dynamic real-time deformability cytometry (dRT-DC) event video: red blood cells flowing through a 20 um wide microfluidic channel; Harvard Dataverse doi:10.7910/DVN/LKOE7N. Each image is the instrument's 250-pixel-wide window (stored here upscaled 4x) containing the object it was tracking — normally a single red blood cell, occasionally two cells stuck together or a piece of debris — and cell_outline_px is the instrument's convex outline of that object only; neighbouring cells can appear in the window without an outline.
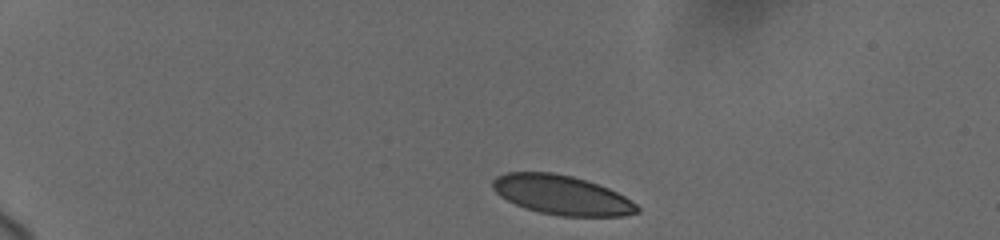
{"species": "human", "species_latin": "Homo sapiens", "temperature_condition": "cold", "stored_images_in_passage": 24, "camera_frame_rate_fps": 3000, "um_per_image_px": 0.085, "donor": {"sex": "female"}, "frame": {"image": 1, "passage_image": 1, "time_ms": 0.0, "image_size_px": [1000, 240], "cell_outline_px": [[640, 212], [624, 216], [560, 216], [540, 212], [524, 208], [500, 196], [492, 188], [492, 180], [496, 176], [508, 172], [552, 172], [572, 176], [608, 188], [624, 196], [636, 204], [640, 208]], "centroid_in_image_um": [47.74, 16.58], "position_along_channel_um": 37.3, "area_um2": 33.06}}
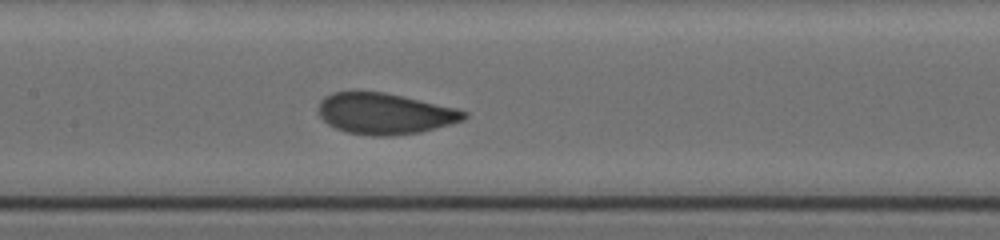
{"frame": {"image": 2, "passage_image": 10, "time_ms": 6.0, "image_size_px": [1000, 240], "cell_outline_px": [[468, 116], [464, 120], [452, 124], [420, 132], [392, 136], [372, 136], [344, 132], [328, 124], [320, 116], [316, 108], [320, 100], [324, 96], [332, 92], [384, 92], [456, 108], [468, 112]], "centroid_in_image_um": [32.69, 9.67], "position_along_channel_um": 174.7, "area_um2": 35.03}}
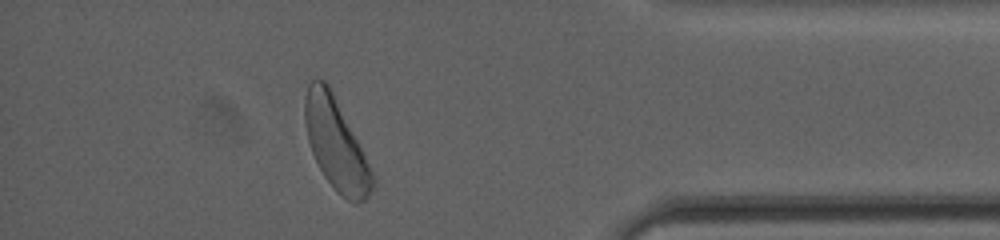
{"frame": {"image": 3, "passage_image": 21, "time_ms": 13.0, "image_size_px": [1000, 240], "cell_outline_px": [[376, 184], [368, 196], [364, 200], [356, 204], [348, 200], [336, 192], [324, 176], [312, 152], [308, 140], [304, 120], [304, 96], [308, 84], [312, 80], [324, 80], [328, 84], [376, 180]], "centroid_in_image_um": [28.53, 12.29], "position_along_channel_um": 406.7, "area_um2": 35.14}, "authors_computed_cell_mechanics": {"area_um2": 35.0846, "velocity_mm_per_s": 3.6593, "shape_relaxation_time_tau1_ms": 2.9246, "shape_relaxation_time_tau2_ms": null, "deformation_change_tau1": 0.0902, "deformation_change_tau2": null}}